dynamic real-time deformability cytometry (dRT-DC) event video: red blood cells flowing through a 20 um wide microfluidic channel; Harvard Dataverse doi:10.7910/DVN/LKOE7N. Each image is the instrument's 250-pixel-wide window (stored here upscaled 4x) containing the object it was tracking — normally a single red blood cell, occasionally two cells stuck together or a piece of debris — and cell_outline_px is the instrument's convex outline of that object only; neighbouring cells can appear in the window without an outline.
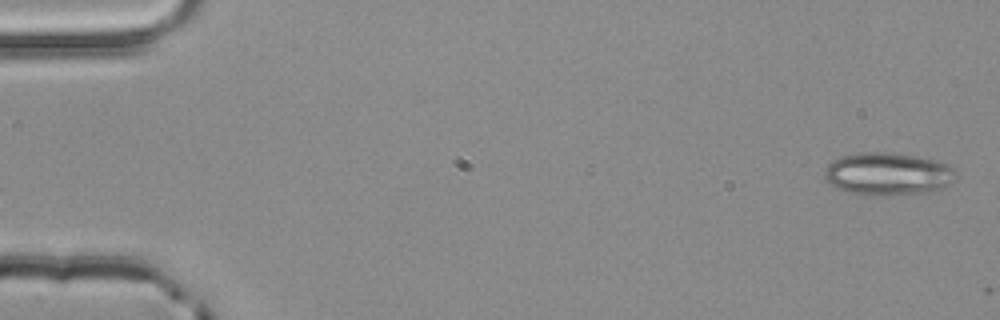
{"species": "common noctule bat (a hibernating species)", "species_latin": "Nyctalus noctula", "temperature_condition": "room temperature", "stored_images_in_passage": 2, "camera_frame_rate_fps": 3000, "um_per_image_px": 0.085, "animal": {"sex": "male", "body_mass_g": 20.4}, "frame": {"image": 1, "passage_image": 2, "time_ms": 0.333, "image_size_px": [1000, 320], "cell_outline_px": [[956, 172], [952, 180], [948, 184], [940, 188], [924, 192], [880, 196], [848, 192], [836, 188], [824, 180], [824, 172], [828, 164], [844, 156], [860, 152], [884, 152], [920, 156], [936, 160], [948, 164]], "centroid_in_image_um": [75.44, 14.77], "position_along_channel_um": 9.6, "area_um2": 32.43}}